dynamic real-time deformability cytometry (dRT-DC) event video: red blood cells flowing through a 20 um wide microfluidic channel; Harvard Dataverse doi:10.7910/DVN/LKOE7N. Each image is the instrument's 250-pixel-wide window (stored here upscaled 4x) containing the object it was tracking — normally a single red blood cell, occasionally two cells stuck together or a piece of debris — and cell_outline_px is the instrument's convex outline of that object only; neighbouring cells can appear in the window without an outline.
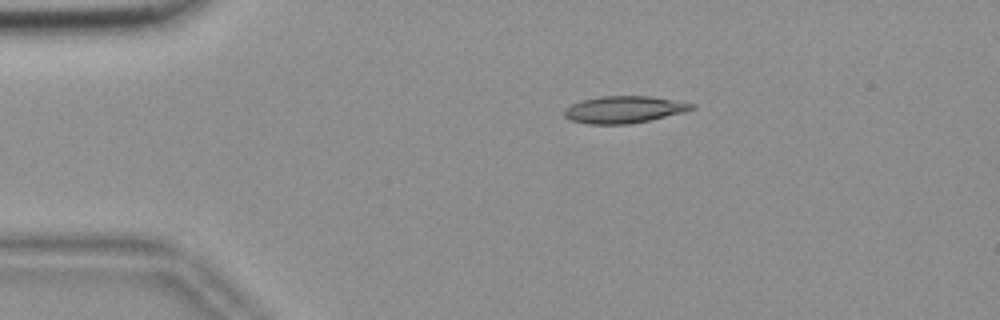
{"species": "common noctule bat (a hibernating species)", "species_latin": "Nyctalus noctula", "temperature_condition": "room temperature", "stored_images_in_passage": 48, "camera_frame_rate_fps": 3000, "um_per_image_px": 0.085, "animal": {"sex": "female", "body_mass_g": 18.4}, "frame": {"image": 1, "passage_image": 4, "time_ms": 1.0, "image_size_px": [1000, 320], "cell_outline_px": [[696, 108], [684, 112], [652, 120], [628, 124], [588, 124], [572, 120], [564, 116], [564, 108], [580, 100], [600, 96], [648, 96], [696, 104]], "centroid_in_image_um": [53.04, 9.31], "position_along_channel_um": 32.0, "area_um2": 20.11}}
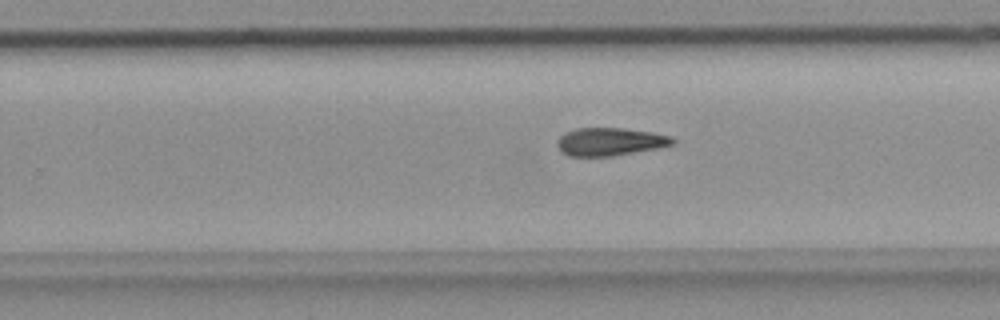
{"frame": {"image": 2, "passage_image": 28, "time_ms": 9.0, "image_size_px": [1000, 320], "cell_outline_px": [[676, 144], [656, 148], [612, 156], [568, 156], [560, 152], [556, 144], [556, 140], [564, 132], [576, 128], [624, 128], [652, 132], [668, 136], [676, 140]], "centroid_in_image_um": [51.79, 12.04], "position_along_channel_um": 278.0, "area_um2": 18.9}}
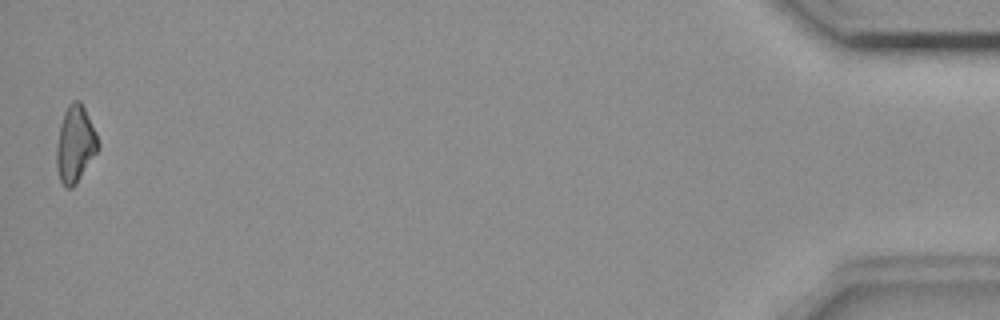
{"frame": {"image": 3, "passage_image": 48, "time_ms": 15.667, "image_size_px": [1000, 320], "cell_outline_px": [[100, 148], [76, 184], [72, 188], [64, 188], [60, 180], [56, 164], [56, 144], [60, 124], [64, 112], [68, 104], [72, 100], [80, 100], [96, 132], [100, 144]], "centroid_in_image_um": [6.39, 12.26], "position_along_channel_um": 428.8, "area_um2": 18.79}}